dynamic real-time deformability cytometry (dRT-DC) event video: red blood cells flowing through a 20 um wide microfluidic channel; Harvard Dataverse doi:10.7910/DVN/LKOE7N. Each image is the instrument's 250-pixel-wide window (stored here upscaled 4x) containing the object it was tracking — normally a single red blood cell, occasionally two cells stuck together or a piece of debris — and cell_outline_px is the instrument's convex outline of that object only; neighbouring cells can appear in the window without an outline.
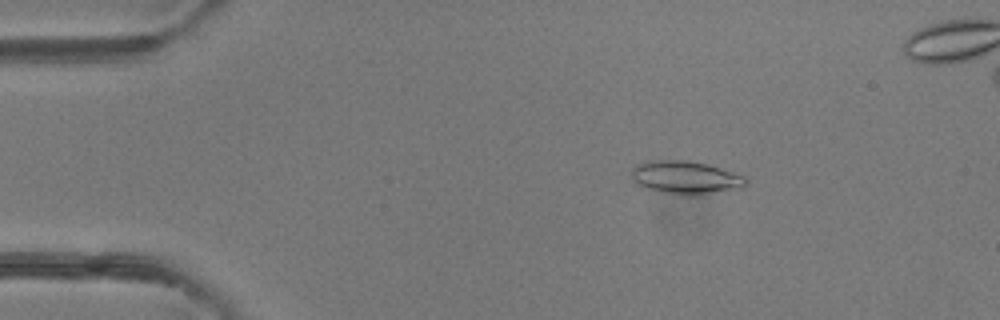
{"species": "common noctule bat (a hibernating species)", "species_latin": "Nyctalus noctula", "temperature_condition": "room temperature", "stored_images_in_passage": 5, "camera_frame_rate_fps": 3000, "um_per_image_px": 0.085, "animal": {"sex": "female"}, "frame": {"image": 1, "passage_image": 3, "time_ms": 0.667, "image_size_px": [1000, 320], "cell_outline_px": [[748, 180], [740, 188], [696, 196], [688, 196], [660, 192], [636, 184], [632, 180], [632, 168], [636, 164], [652, 160], [688, 160], [708, 164], [744, 176]], "centroid_in_image_um": [58.25, 15.09], "position_along_channel_um": 26.8, "area_um2": 22.2}}